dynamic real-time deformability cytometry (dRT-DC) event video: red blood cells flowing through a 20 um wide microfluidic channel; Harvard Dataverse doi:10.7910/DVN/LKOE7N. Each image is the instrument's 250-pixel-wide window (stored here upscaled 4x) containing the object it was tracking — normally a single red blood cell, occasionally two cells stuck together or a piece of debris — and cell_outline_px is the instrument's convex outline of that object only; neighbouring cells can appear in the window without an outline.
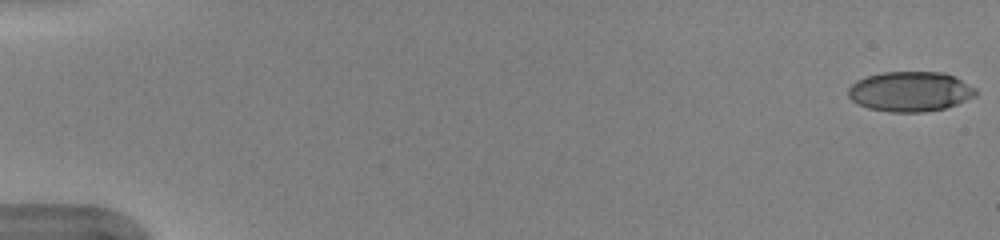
{"species": "human", "species_latin": "Homo sapiens", "temperature_condition": "warm", "stored_images_in_passage": 52, "camera_frame_rate_fps": 3000, "um_per_image_px": 0.085, "donor": {"sex": "female"}, "frame": {"image": 1, "passage_image": 1, "time_ms": 0.0, "image_size_px": [1000, 240], "cell_outline_px": [[976, 96], [956, 104], [944, 108], [924, 112], [888, 112], [868, 108], [852, 100], [848, 96], [848, 88], [856, 80], [868, 76], [884, 72], [944, 72], [956, 76], [976, 88]], "centroid_in_image_um": [77.38, 7.77], "position_along_channel_um": 7.6, "area_um2": 29.77}}
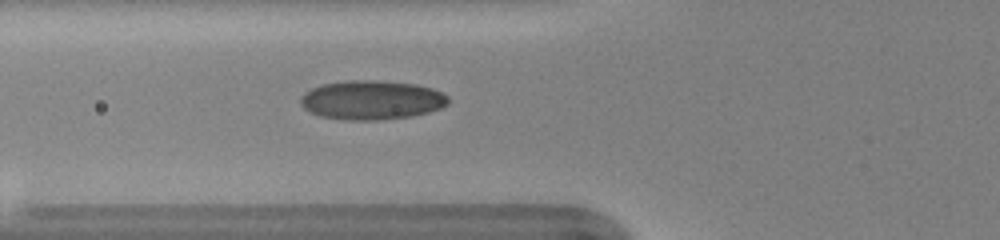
{"frame": {"image": 2, "passage_image": 20, "time_ms": 6.333, "image_size_px": [1000, 240], "cell_outline_px": [[448, 104], [440, 108], [428, 112], [412, 116], [380, 120], [348, 120], [320, 116], [304, 108], [300, 104], [300, 96], [304, 92], [312, 88], [324, 84], [348, 80], [376, 80], [416, 84], [432, 88], [448, 96]], "centroid_in_image_um": [31.58, 8.5], "position_along_channel_um": 94.2, "area_um2": 33.7}}
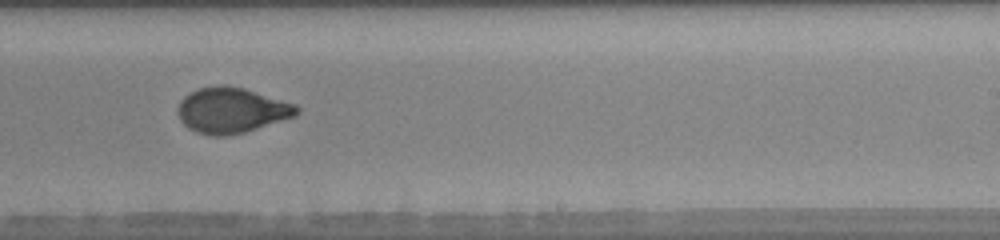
{"frame": {"image": 3, "passage_image": 33, "time_ms": 10.667, "image_size_px": [1000, 240], "cell_outline_px": [[300, 112], [296, 116], [244, 132], [224, 136], [212, 136], [196, 132], [188, 128], [180, 120], [176, 112], [176, 108], [180, 100], [184, 96], [200, 88], [216, 84], [224, 84], [244, 88], [296, 104], [300, 108]], "centroid_in_image_um": [19.67, 9.37], "position_along_channel_um": 269.3, "area_um2": 31.73}}